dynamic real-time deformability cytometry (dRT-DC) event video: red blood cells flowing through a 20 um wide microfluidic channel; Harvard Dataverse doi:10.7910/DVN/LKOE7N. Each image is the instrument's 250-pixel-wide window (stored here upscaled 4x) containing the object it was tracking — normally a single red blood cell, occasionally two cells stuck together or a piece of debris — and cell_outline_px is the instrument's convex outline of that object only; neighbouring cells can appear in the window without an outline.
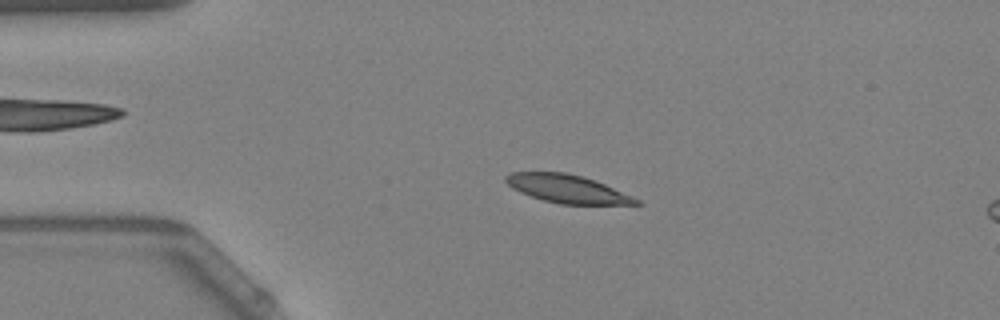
{"species": "Egyptian fruit bat (a non-hibernating species)", "species_latin": "Rousettus aegyptiacus", "temperature_condition": "warm", "stored_images_in_passage": 54, "camera_frame_rate_fps": 3000, "um_per_image_px": 0.085, "animal": {"sex": "female"}, "frame": {"image": 1, "passage_image": 12, "time_ms": 3.667, "image_size_px": [1000, 320], "cell_outline_px": [[644, 204], [560, 204], [544, 200], [520, 192], [512, 188], [504, 180], [504, 176], [512, 172], [564, 172], [580, 176], [604, 184], [632, 196], [640, 200]], "centroid_in_image_um": [48.19, 16.05], "position_along_channel_um": 36.8, "area_um2": 21.04}}
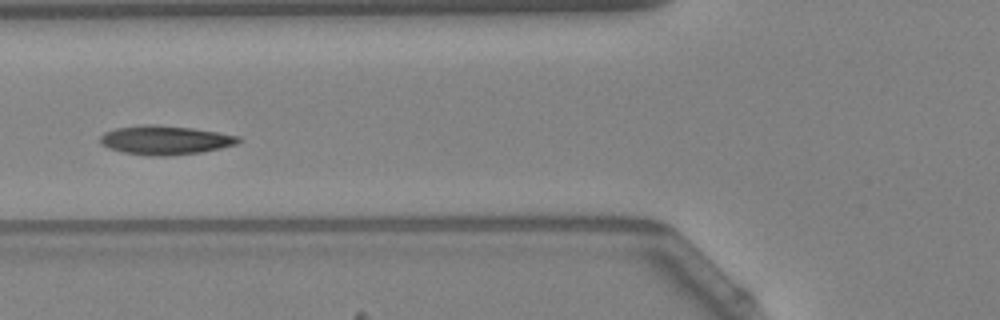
{"frame": {"image": 2, "passage_image": 21, "time_ms": 6.667, "image_size_px": [1000, 320], "cell_outline_px": [[240, 140], [236, 144], [220, 148], [200, 152], [168, 156], [152, 156], [124, 152], [108, 148], [100, 144], [100, 136], [104, 132], [116, 128], [140, 124], [156, 124], [192, 128], [240, 136]], "centroid_in_image_um": [13.99, 11.9], "position_along_channel_um": 111.8, "area_um2": 23.35}}
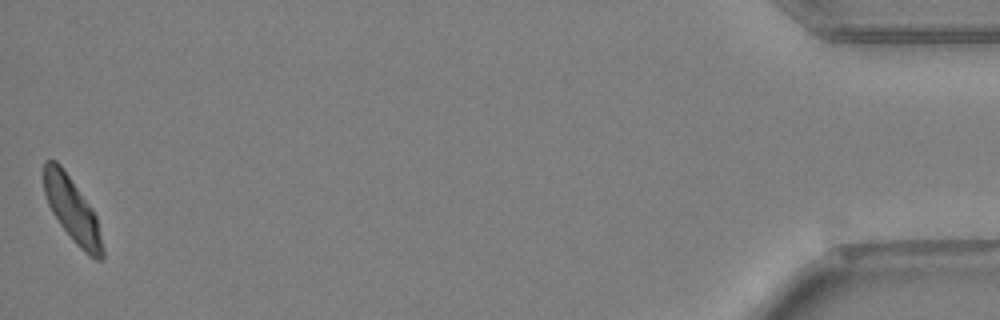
{"frame": {"image": 3, "passage_image": 54, "time_ms": 17.667, "image_size_px": [1000, 320], "cell_outline_px": [[104, 260], [96, 260], [88, 256], [72, 240], [60, 224], [52, 212], [48, 204], [44, 192], [44, 160], [56, 160], [60, 164], [92, 208], [96, 216], [104, 248]], "centroid_in_image_um": [6.16, 17.88], "position_along_channel_um": 429.0, "area_um2": 21.96}, "authors_computed_cell_mechanics": {"area_um2": 21.9929, "velocity_mm_per_s": 3.7474, "shape_relaxation_time_tau1_ms": 3.4075, "shape_relaxation_time_tau2_ms": 3.7135, "deformation_change_tau1": 0.1302, "deformation_change_tau2": 0.0935}}